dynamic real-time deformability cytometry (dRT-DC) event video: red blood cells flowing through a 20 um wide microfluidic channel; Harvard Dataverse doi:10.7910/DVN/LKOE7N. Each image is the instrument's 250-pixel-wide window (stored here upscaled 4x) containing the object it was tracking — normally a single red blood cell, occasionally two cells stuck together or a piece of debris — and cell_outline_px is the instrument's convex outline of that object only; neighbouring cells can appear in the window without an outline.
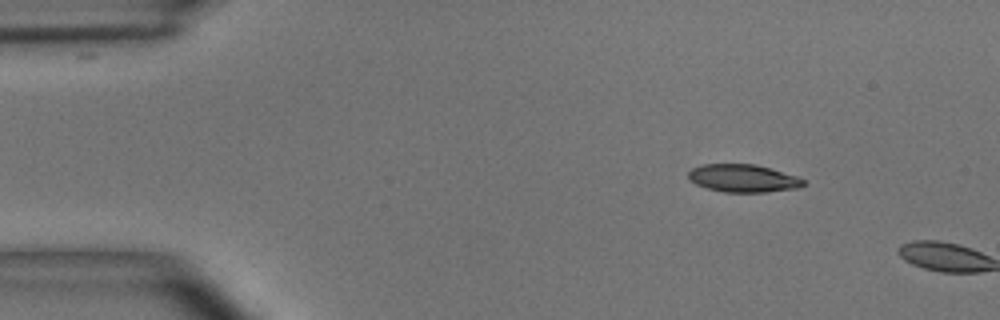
{"species": "common noctule bat (a hibernating species)", "species_latin": "Nyctalus noctula", "temperature_condition": "room temperature", "stored_images_in_passage": 2, "camera_frame_rate_fps": 3000, "um_per_image_px": 0.085, "animal": {"sex": "male", "body_mass_g": 15.6}, "frame": {"image": 1, "passage_image": 1, "time_ms": 0.0, "image_size_px": [1000, 320], "cell_outline_px": [[804, 184], [796, 188], [764, 192], [724, 192], [708, 188], [696, 184], [688, 180], [688, 172], [692, 168], [704, 164], [756, 164], [796, 176], [804, 180]], "centroid_in_image_um": [63.12, 15.15], "position_along_channel_um": 21.9, "area_um2": 18.44}}